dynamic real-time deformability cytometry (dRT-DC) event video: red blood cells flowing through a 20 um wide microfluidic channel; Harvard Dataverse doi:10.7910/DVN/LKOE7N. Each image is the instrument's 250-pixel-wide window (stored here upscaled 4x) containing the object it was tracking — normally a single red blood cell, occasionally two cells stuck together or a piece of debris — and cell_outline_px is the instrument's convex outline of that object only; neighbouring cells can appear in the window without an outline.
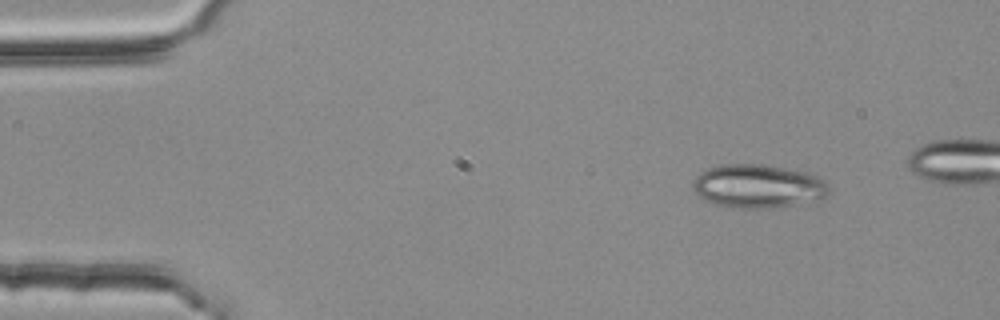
{"species": "common noctule bat (a hibernating species)", "species_latin": "Nyctalus noctula", "temperature_condition": "room temperature", "stored_images_in_passage": 4, "camera_frame_rate_fps": 3000, "um_per_image_px": 0.085, "animal": {"sex": "female", "body_mass_g": 25.1}, "frame": {"image": 1, "passage_image": 1, "time_ms": 0.0, "image_size_px": [1000, 320], "cell_outline_px": [[828, 196], [792, 204], [768, 208], [728, 208], [712, 204], [704, 200], [692, 188], [692, 180], [700, 172], [708, 168], [724, 164], [764, 164], [808, 172], [824, 180], [828, 184]], "centroid_in_image_um": [64.37, 15.82], "position_along_channel_um": 20.6, "area_um2": 34.56}}